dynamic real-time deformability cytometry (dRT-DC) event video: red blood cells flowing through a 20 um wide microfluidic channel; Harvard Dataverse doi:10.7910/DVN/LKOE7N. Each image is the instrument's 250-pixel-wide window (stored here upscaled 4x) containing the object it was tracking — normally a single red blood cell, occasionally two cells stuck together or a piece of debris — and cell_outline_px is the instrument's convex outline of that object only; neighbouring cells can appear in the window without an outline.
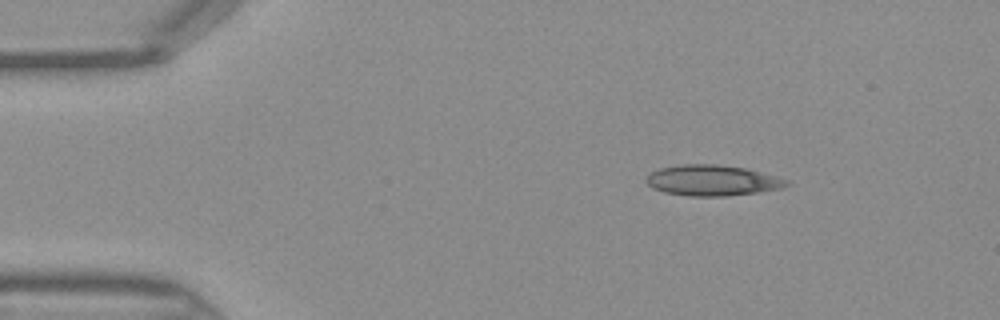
{"species": "Egyptian fruit bat (a non-hibernating species)", "species_latin": "Rousettus aegyptiacus", "temperature_condition": "warm", "stored_images_in_passage": 39, "camera_frame_rate_fps": 3000, "um_per_image_px": 0.085, "frame": {"image": 1, "passage_image": 1, "time_ms": 0.0, "image_size_px": [1000, 320], "cell_outline_px": [[792, 184], [784, 188], [756, 192], [724, 196], [688, 196], [664, 192], [652, 188], [644, 180], [652, 172], [660, 168], [680, 164], [712, 164], [744, 168], [776, 176], [788, 180]], "centroid_in_image_um": [60.55, 15.34], "position_along_channel_um": 24.5, "area_um2": 25.03}}
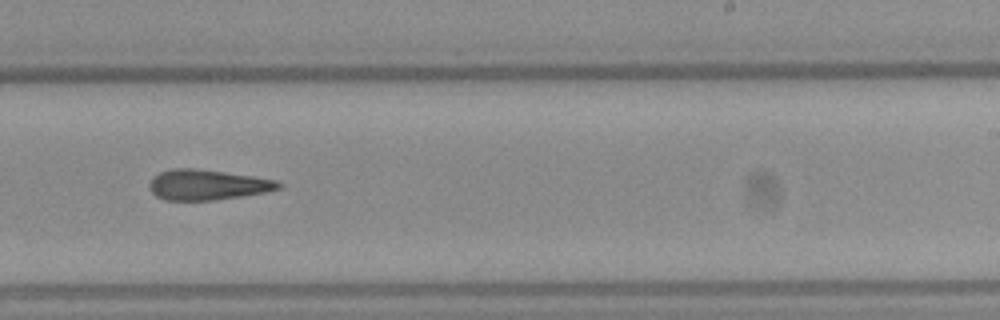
{"frame": {"image": 2, "passage_image": 22, "time_ms": 7.0, "image_size_px": [1000, 320], "cell_outline_px": [[284, 184], [280, 188], [264, 192], [240, 196], [212, 200], [164, 200], [156, 196], [148, 188], [148, 184], [152, 176], [160, 172], [172, 168], [196, 168], [252, 176], [276, 180]], "centroid_in_image_um": [17.57, 15.7], "position_along_channel_um": 271.4, "area_um2": 22.83}}
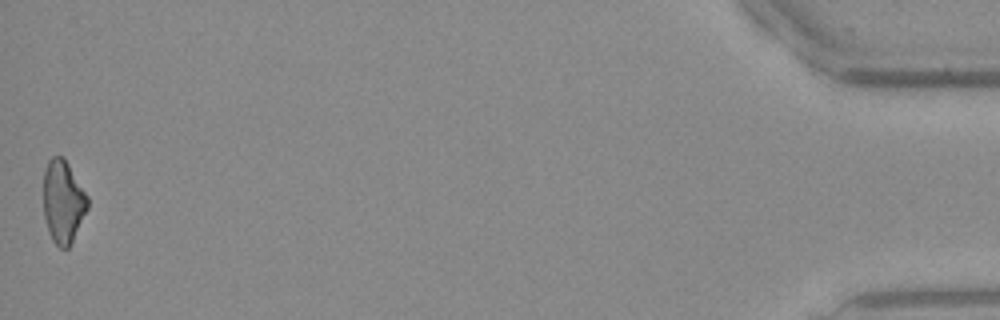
{"frame": {"image": 3, "passage_image": 39, "time_ms": 12.667, "image_size_px": [1000, 320], "cell_outline_px": [[88, 208], [72, 244], [68, 248], [60, 248], [52, 240], [48, 232], [44, 216], [44, 168], [48, 160], [52, 156], [64, 156], [88, 196]], "centroid_in_image_um": [5.37, 17.14], "position_along_channel_um": 429.8, "area_um2": 21.62}}